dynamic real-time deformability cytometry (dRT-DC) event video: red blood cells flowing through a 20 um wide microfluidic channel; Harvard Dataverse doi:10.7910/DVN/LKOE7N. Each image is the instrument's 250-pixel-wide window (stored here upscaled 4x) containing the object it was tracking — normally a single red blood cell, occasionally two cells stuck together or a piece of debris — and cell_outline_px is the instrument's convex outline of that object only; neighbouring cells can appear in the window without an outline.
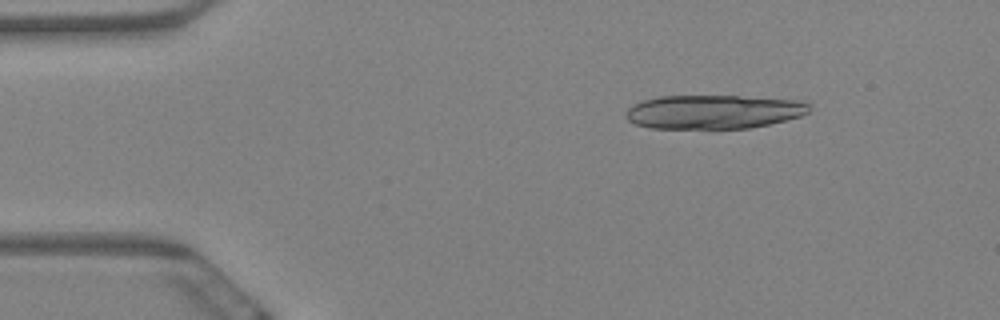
{"species": "Egyptian fruit bat (a non-hibernating species)", "species_latin": "Rousettus aegyptiacus", "temperature_condition": "warm", "stored_images_in_passage": 12, "camera_frame_rate_fps": 3000, "um_per_image_px": 0.085, "animal": {"sex": "female"}, "frame": {"image": 1, "passage_image": 2, "time_ms": 0.333, "image_size_px": [1000, 320], "cell_outline_px": [[808, 112], [800, 116], [768, 124], [748, 128], [648, 128], [636, 124], [628, 120], [624, 116], [624, 112], [632, 104], [644, 100], [660, 96], [736, 96], [804, 100], [808, 104]], "centroid_in_image_um": [60.6, 9.5], "position_along_channel_um": 24.4, "area_um2": 36.18}}